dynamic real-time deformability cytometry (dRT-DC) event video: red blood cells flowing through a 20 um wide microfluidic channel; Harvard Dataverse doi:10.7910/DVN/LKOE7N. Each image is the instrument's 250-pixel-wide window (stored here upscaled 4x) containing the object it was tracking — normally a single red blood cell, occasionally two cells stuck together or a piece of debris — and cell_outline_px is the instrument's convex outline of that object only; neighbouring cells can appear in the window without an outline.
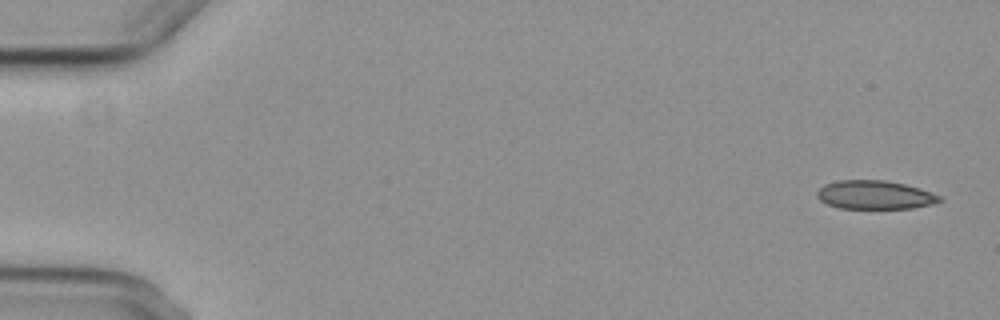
{"species": "common noctule bat (a hibernating species)", "species_latin": "Nyctalus noctula", "temperature_condition": "cold", "stored_images_in_passage": 5, "camera_frame_rate_fps": 3000, "um_per_image_px": 0.085, "animal": {"sex": "female", "body_mass_g": 29.2, "forearm_length_mm": 56.3}, "frame": {"image": 1, "passage_image": 1, "time_ms": 0.0, "image_size_px": [1000, 320], "cell_outline_px": [[944, 200], [932, 204], [912, 208], [840, 208], [828, 204], [820, 200], [816, 196], [816, 192], [824, 184], [840, 180], [884, 180], [904, 184], [920, 188], [940, 196]], "centroid_in_image_um": [74.35, 16.56], "position_along_channel_um": 10.6, "area_um2": 20.35}}
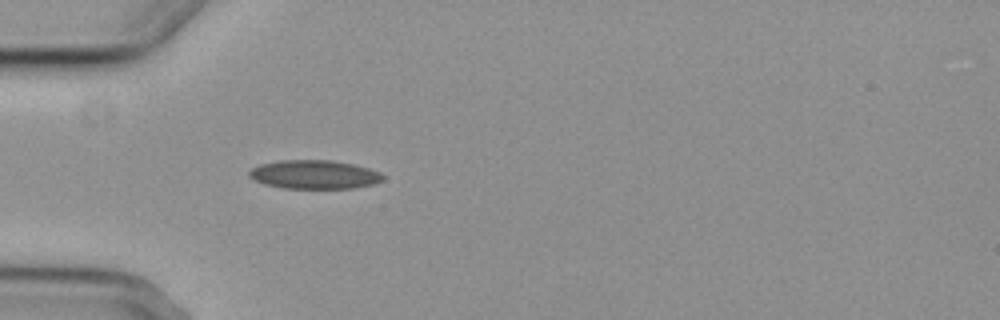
{"frame": {"image": 2, "passage_image": 5, "time_ms": 5.0, "image_size_px": [1000, 320], "cell_outline_px": [[384, 180], [376, 184], [352, 188], [284, 188], [264, 184], [248, 176], [248, 172], [252, 168], [260, 164], [280, 160], [332, 160], [352, 164], [368, 168], [380, 172], [384, 176]], "centroid_in_image_um": [26.73, 14.83], "position_along_channel_um": 58.3, "area_um2": 22.43}}